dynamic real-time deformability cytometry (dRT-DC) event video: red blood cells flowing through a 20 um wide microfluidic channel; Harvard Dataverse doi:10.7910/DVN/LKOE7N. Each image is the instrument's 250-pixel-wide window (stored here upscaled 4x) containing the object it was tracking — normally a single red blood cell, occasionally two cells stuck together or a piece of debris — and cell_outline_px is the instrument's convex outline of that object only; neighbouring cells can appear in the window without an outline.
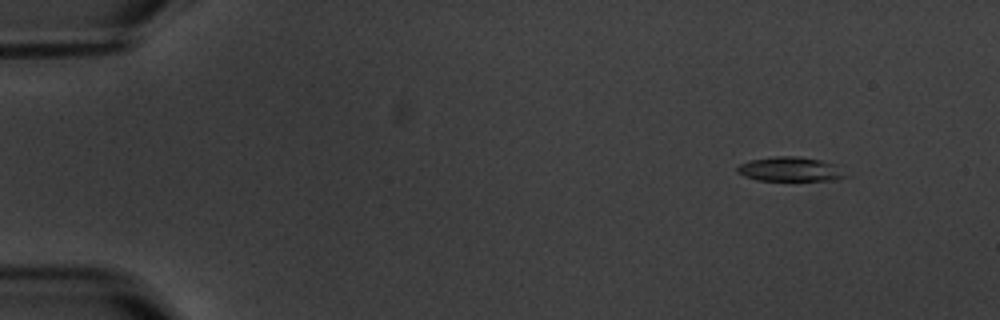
{"species": "common noctule bat (a hibernating species)", "species_latin": "Nyctalus noctula", "temperature_condition": "warm", "stored_images_in_passage": 6, "camera_frame_rate_fps": 3000, "um_per_image_px": 0.085, "animal": {"sex": "male", "body_mass_g": 20.1, "forearm_length_mm": 53.5}, "frame": {"image": 1, "passage_image": 2, "time_ms": 1.0, "image_size_px": [1000, 320], "cell_outline_px": [[848, 176], [836, 180], [756, 180], [744, 176], [736, 172], [736, 168], [740, 164], [752, 160], [776, 156], [800, 156], [840, 164]], "centroid_in_image_um": [67.24, 14.38], "position_along_channel_um": 17.8, "area_um2": 15.61}}
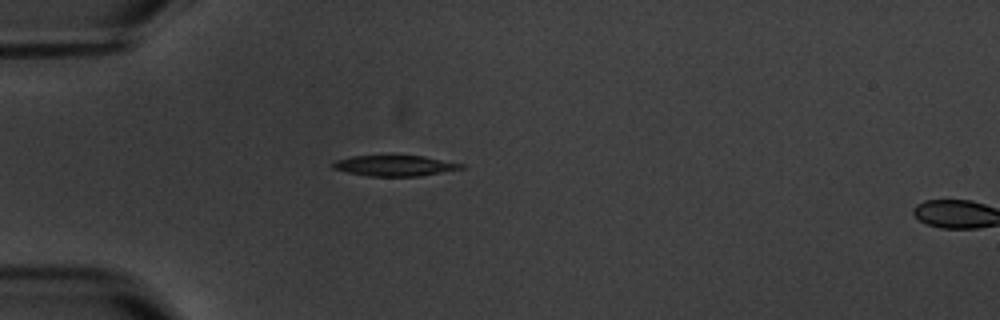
{"frame": {"image": 2, "passage_image": 5, "time_ms": 4.667, "image_size_px": [1000, 320], "cell_outline_px": [[464, 168], [420, 176], [368, 176], [348, 172], [332, 168], [328, 164], [336, 160], [352, 156], [424, 156], [464, 164]], "centroid_in_image_um": [33.52, 14.08], "position_along_channel_um": 51.5, "area_um2": 15.37}}